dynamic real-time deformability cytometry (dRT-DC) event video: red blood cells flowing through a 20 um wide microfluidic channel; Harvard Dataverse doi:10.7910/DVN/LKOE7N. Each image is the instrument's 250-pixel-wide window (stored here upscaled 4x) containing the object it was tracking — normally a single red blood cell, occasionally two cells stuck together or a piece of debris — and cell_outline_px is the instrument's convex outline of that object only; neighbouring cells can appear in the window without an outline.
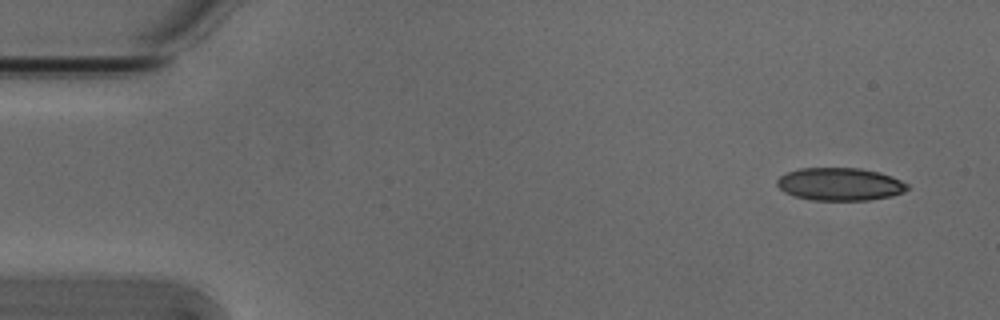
{"species": "Egyptian fruit bat (a non-hibernating species)", "species_latin": "Rousettus aegyptiacus", "temperature_condition": "cold", "stored_images_in_passage": 6, "camera_frame_rate_fps": 3000, "um_per_image_px": 0.085, "animal": {"sex": "male"}, "frame": {"image": 1, "passage_image": 1, "time_ms": 0.0, "image_size_px": [1000, 320], "cell_outline_px": [[908, 188], [904, 192], [892, 196], [868, 200], [812, 200], [792, 196], [784, 192], [776, 184], [776, 180], [780, 176], [788, 172], [800, 168], [860, 168], [880, 172], [892, 176], [908, 184]], "centroid_in_image_um": [71.39, 15.65], "position_along_channel_um": 13.6, "area_um2": 25.03}}
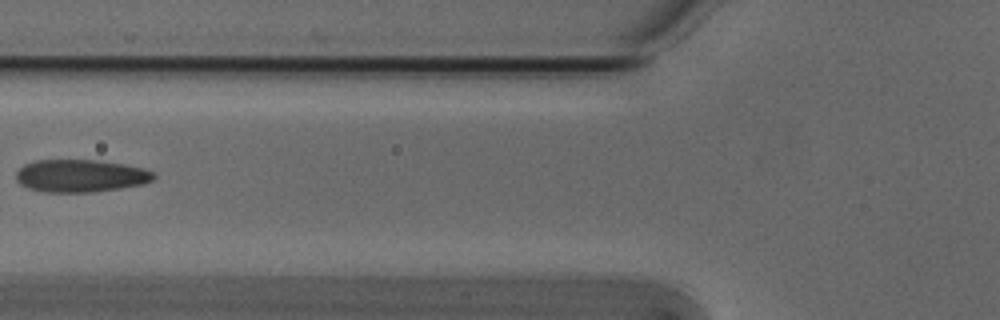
{"frame": {"image": 2, "passage_image": 5, "time_ms": 1.333, "image_size_px": [1000, 320], "cell_outline_px": [[156, 176], [152, 180], [144, 184], [120, 188], [92, 192], [44, 192], [28, 188], [20, 184], [16, 180], [16, 172], [24, 164], [36, 160], [96, 160], [124, 164], [140, 168], [152, 172]], "centroid_in_image_um": [6.81, 14.95], "position_along_channel_um": 119.0, "area_um2": 26.07}}